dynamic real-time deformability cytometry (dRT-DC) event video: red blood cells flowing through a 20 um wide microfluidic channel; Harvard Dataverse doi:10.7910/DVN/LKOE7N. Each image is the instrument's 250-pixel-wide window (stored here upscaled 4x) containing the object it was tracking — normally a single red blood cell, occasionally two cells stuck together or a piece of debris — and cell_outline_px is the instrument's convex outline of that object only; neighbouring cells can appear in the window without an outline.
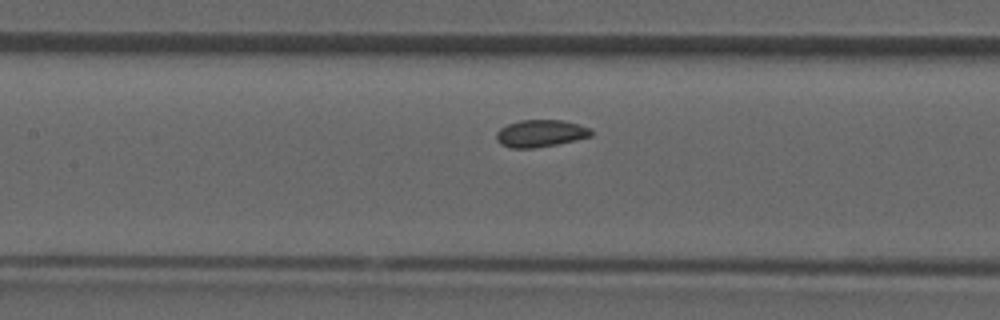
{"species": "common noctule bat (a hibernating species)", "species_latin": "Nyctalus noctula", "temperature_condition": "room temperature", "stored_images_in_passage": 30, "camera_frame_rate_fps": 3000, "um_per_image_px": 0.085, "animal": {"sex": "male", "forearm_length_mm": 52.5}, "frame": {"image": 1, "passage_image": 13, "time_ms": 4.0, "image_size_px": [1000, 320], "cell_outline_px": [[592, 136], [576, 140], [536, 148], [512, 148], [500, 144], [496, 140], [496, 132], [500, 128], [508, 124], [520, 120], [564, 120], [592, 128]], "centroid_in_image_um": [45.95, 11.34], "position_along_channel_um": 161.5, "area_um2": 15.14}}